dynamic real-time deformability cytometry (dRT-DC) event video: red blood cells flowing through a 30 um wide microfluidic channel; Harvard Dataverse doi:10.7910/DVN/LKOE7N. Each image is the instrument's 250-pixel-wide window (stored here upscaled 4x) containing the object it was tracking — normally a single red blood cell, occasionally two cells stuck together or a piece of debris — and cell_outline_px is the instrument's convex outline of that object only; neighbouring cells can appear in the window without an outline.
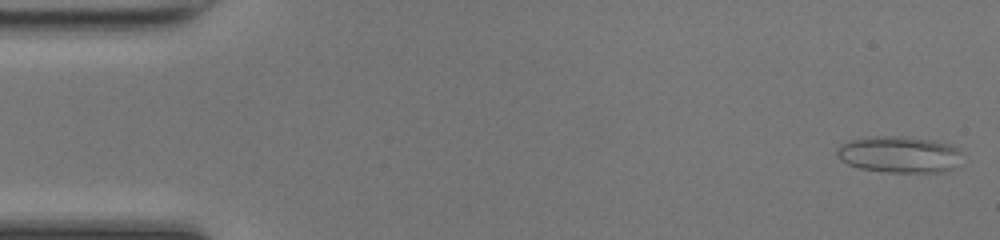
{"species": "common noctule bat (a hibernating species)", "species_latin": "Nyctalus noctula", "temperature_condition": "room temperature", "stored_images_in_passage": 48, "camera_frame_rate_fps": 3000, "um_per_image_px": 0.085, "animal": {"sex": "female", "body_mass_g": 17.0, "forearm_length_mm": 48.0}, "frame": {"image": 1, "passage_image": 1, "time_ms": 0.0, "image_size_px": [1000, 240], "cell_outline_px": [[964, 152], [952, 168], [940, 172], [884, 172], [860, 168], [848, 164], [840, 160], [836, 156], [836, 148], [840, 144], [852, 140], [868, 136], [904, 136], [936, 140], [952, 144]], "centroid_in_image_um": [76.42, 13.11], "position_along_channel_um": 8.6, "area_um2": 26.99}}
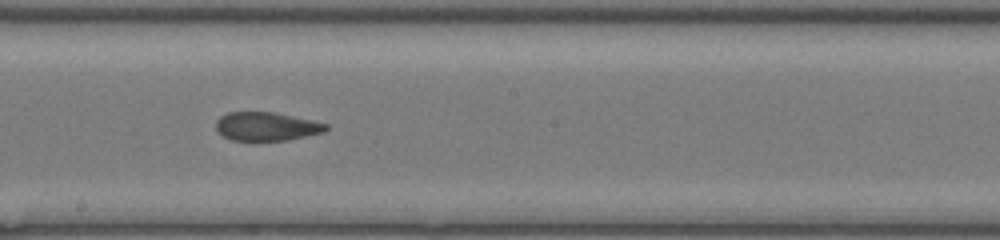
{"frame": {"image": 2, "passage_image": 26, "time_ms": 8.333, "image_size_px": [1000, 240], "cell_outline_px": [[328, 128], [324, 132], [288, 140], [232, 140], [224, 136], [216, 128], [216, 120], [220, 116], [228, 112], [272, 112], [312, 120], [328, 124]], "centroid_in_image_um": [22.65, 10.74], "position_along_channel_um": 225.5, "area_um2": 18.15}}
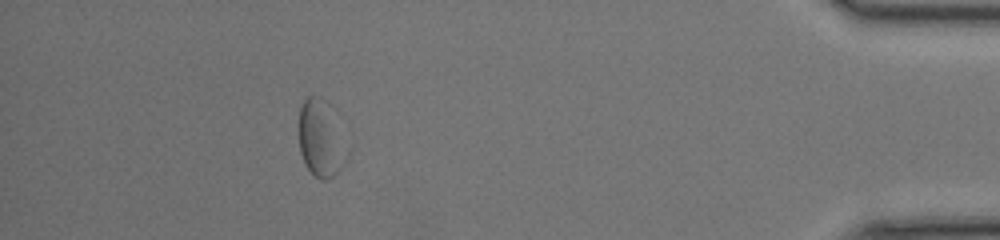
{"frame": {"image": 3, "passage_image": 43, "time_ms": 14.0, "image_size_px": [1000, 240], "cell_outline_px": [[336, 172], [328, 180], [320, 180], [304, 164], [300, 152], [300, 108], [304, 100], [308, 96], [320, 96], [328, 104], [336, 168]], "centroid_in_image_um": [26.94, 11.72], "position_along_channel_um": 408.3, "area_um2": 17.22}, "authors_computed_cell_mechanics": {"area_um2": 19.8832, "velocity_mm_per_s": 4.2634, "shape_relaxation_time_tau1_ms": null, "shape_relaxation_time_tau2_ms": 2.2647, "deformation_change_tau1": null, "deformation_change_tau2": 0.0845}}